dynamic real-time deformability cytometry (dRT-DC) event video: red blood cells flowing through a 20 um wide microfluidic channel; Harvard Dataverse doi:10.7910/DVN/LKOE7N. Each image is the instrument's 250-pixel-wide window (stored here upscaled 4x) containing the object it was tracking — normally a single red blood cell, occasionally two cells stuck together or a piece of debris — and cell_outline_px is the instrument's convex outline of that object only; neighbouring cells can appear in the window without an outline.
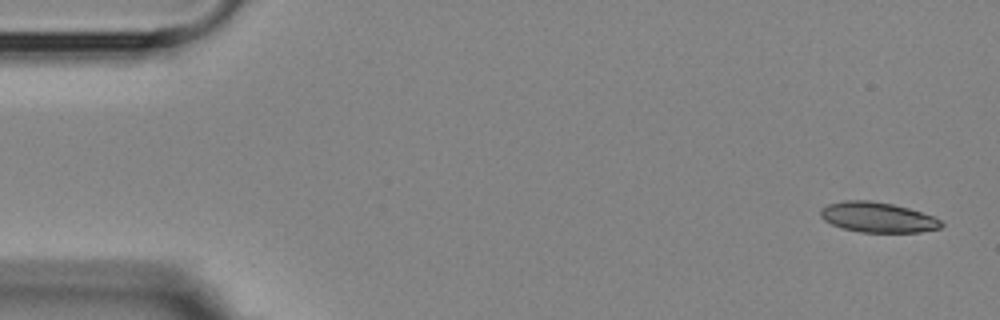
{"species": "Egyptian fruit bat (a non-hibernating species)", "species_latin": "Rousettus aegyptiacus", "temperature_condition": "room temperature", "stored_images_in_passage": 5, "camera_frame_rate_fps": 3000, "um_per_image_px": 0.085, "animal": {"sex": "female"}, "frame": {"image": 1, "passage_image": 1, "time_ms": 0.0, "image_size_px": [1000, 320], "cell_outline_px": [[944, 224], [940, 228], [920, 232], [860, 232], [844, 228], [832, 224], [824, 220], [820, 216], [820, 208], [828, 204], [844, 200], [868, 200], [892, 204], [908, 208], [932, 216], [940, 220]], "centroid_in_image_um": [74.58, 18.47], "position_along_channel_um": 10.4, "area_um2": 21.1}}